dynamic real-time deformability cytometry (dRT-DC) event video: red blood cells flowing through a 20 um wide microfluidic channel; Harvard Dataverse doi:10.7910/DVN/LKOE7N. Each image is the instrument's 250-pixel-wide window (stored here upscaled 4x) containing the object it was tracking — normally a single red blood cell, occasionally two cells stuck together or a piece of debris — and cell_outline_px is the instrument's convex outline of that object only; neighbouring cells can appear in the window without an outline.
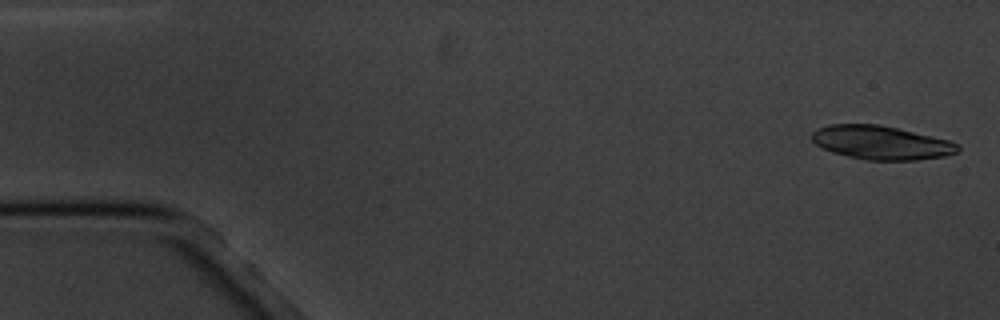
{"species": "common noctule bat (a hibernating species)", "species_latin": "Nyctalus noctula", "temperature_condition": "cold", "stored_images_in_passage": 16, "camera_frame_rate_fps": 3000, "um_per_image_px": 0.085, "animal": {"sex": "male", "body_mass_g": 20.1, "forearm_length_mm": 53.5}, "frame": {"image": 1, "passage_image": 1, "time_ms": 0.0, "image_size_px": [1000, 320], "cell_outline_px": [[960, 152], [944, 156], [916, 160], [864, 160], [832, 152], [820, 148], [812, 140], [812, 132], [816, 128], [828, 124], [880, 124], [948, 140], [956, 144], [960, 148]], "centroid_in_image_um": [74.85, 12.12], "position_along_channel_um": 10.1, "area_um2": 28.73}}
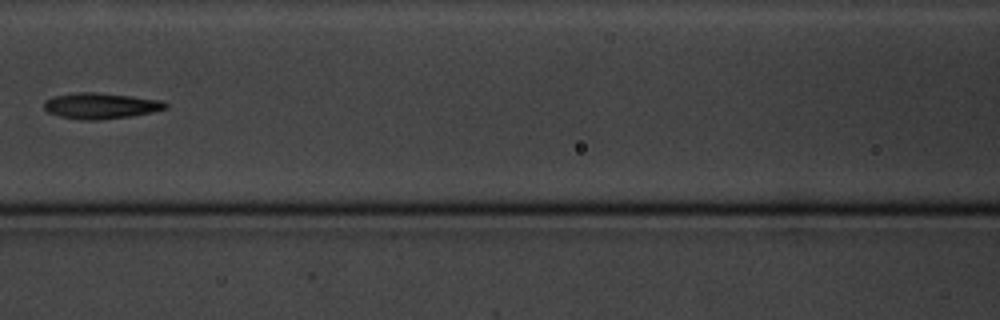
{"frame": {"image": 2, "passage_image": 7, "time_ms": 8.0, "image_size_px": [1000, 320], "cell_outline_px": [[168, 108], [152, 112], [132, 116], [96, 120], [80, 120], [60, 116], [48, 112], [44, 108], [44, 100], [56, 96], [80, 92], [92, 92], [132, 96], [160, 100], [168, 104]], "centroid_in_image_um": [8.57, 9.0], "position_along_channel_um": 158.0, "area_um2": 18.21}}
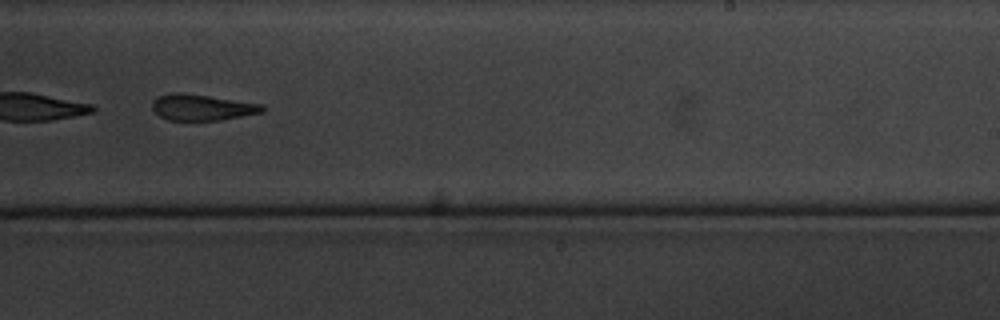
{"frame": {"image": 3, "passage_image": 10, "time_ms": 11.333, "image_size_px": [1000, 320], "cell_outline_px": [[264, 112], [220, 120], [168, 120], [160, 116], [152, 108], [152, 100], [156, 96], [172, 92], [180, 92], [264, 104]], "centroid_in_image_um": [17.15, 9.12], "position_along_channel_um": 271.9, "area_um2": 16.76}, "authors_computed_cell_mechanics": {"area_um2": 23.5535, "velocity_mm_per_s": 3.434, "shape_relaxation_time_tau1_ms": 5.5074, "shape_relaxation_time_tau2_ms": 5.0793, "deformation_change_tau1": 0.1426, "deformation_change_tau2": 0.1597}}